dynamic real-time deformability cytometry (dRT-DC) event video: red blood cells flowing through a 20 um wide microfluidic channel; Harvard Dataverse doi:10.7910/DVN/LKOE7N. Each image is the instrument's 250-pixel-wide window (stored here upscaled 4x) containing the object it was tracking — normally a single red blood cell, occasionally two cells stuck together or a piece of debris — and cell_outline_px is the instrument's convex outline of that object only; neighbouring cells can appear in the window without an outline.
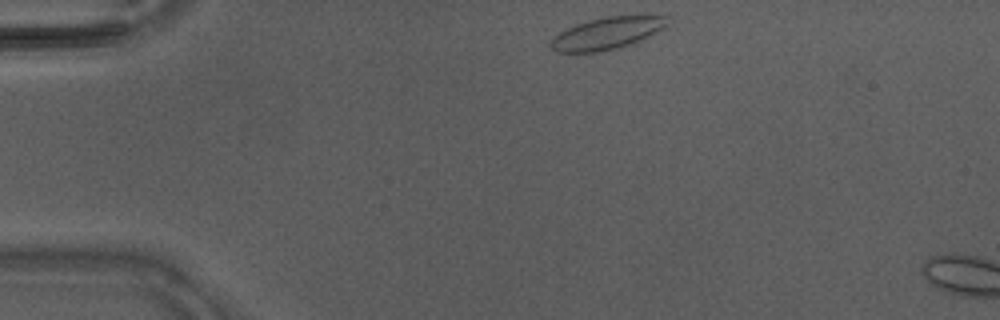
{"species": "Egyptian fruit bat (a non-hibernating species)", "species_latin": "Rousettus aegyptiacus", "temperature_condition": "warm", "stored_images_in_passage": 4, "camera_frame_rate_fps": 3000, "um_per_image_px": 0.085, "animal": {"sex": "male"}, "frame": {"image": 1, "passage_image": 1, "time_ms": 0.0, "image_size_px": [1000, 320], "cell_outline_px": [[668, 24], [648, 36], [632, 44], [616, 48], [596, 52], [556, 52], [548, 44], [552, 36], [576, 24], [588, 20], [604, 16], [668, 16]], "centroid_in_image_um": [51.53, 2.83], "position_along_channel_um": 33.5, "area_um2": 21.56}}